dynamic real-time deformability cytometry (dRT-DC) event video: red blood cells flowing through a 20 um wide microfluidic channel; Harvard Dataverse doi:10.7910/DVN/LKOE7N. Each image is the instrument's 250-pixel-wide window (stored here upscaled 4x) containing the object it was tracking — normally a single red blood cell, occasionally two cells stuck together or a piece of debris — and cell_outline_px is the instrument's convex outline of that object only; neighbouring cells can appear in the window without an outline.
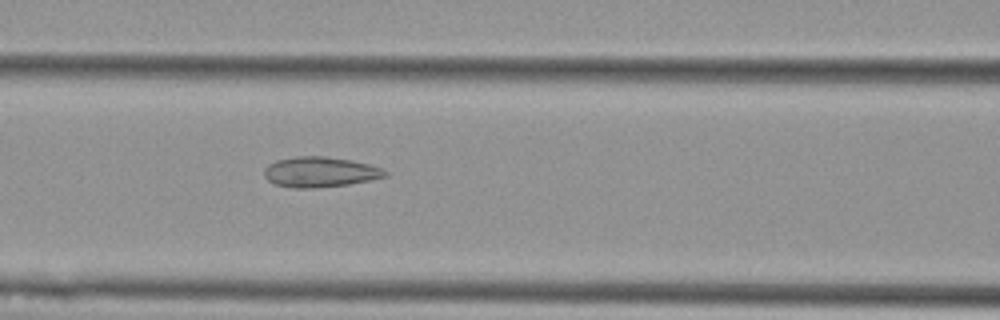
{"species": "Egyptian fruit bat (a non-hibernating species)", "species_latin": "Rousettus aegyptiacus", "temperature_condition": "cold", "stored_images_in_passage": 32, "camera_frame_rate_fps": 3000, "um_per_image_px": 0.085, "animal": {"sex": "female"}, "frame": {"image": 1, "passage_image": 10, "time_ms": 3.0, "image_size_px": [1000, 320], "cell_outline_px": [[388, 176], [348, 184], [312, 188], [292, 188], [276, 184], [268, 180], [264, 176], [264, 168], [268, 164], [276, 160], [296, 156], [324, 156], [352, 160], [384, 168], [388, 172]], "centroid_in_image_um": [27.2, 14.61], "position_along_channel_um": 139.4, "area_um2": 21.39}}
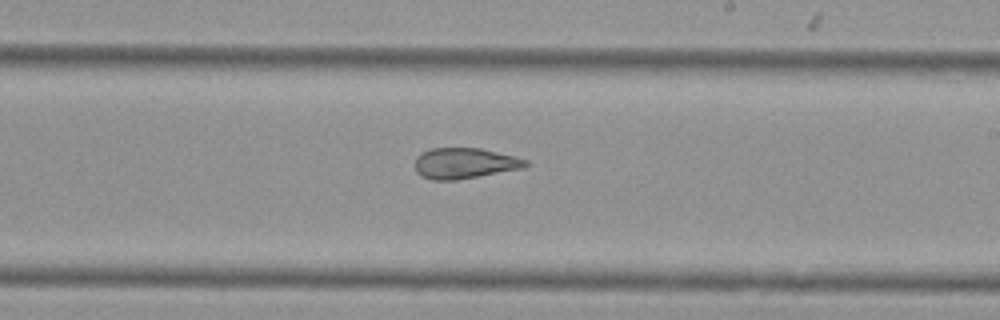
{"frame": {"image": 2, "passage_image": 19, "time_ms": 6.0, "image_size_px": [1000, 320], "cell_outline_px": [[528, 164], [524, 168], [456, 180], [432, 180], [420, 176], [416, 172], [416, 156], [420, 152], [432, 148], [480, 148], [516, 156], [528, 160]], "centroid_in_image_um": [39.48, 13.87], "position_along_channel_um": 249.5, "area_um2": 19.94}}
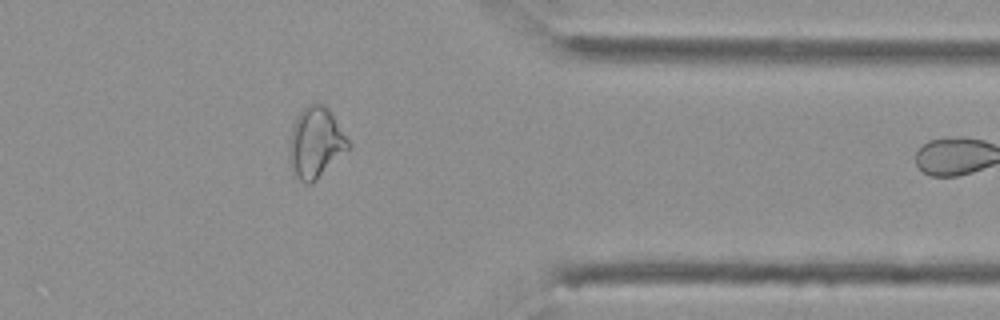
{"frame": {"image": 3, "passage_image": 31, "time_ms": 10.0, "image_size_px": [1000, 320], "cell_outline_px": [[352, 144], [312, 184], [304, 184], [292, 172], [288, 156], [288, 152], [292, 124], [300, 112], [308, 104], [316, 100], [320, 100], [328, 108]], "centroid_in_image_um": [26.8, 12.1], "position_along_channel_um": 384.6, "area_um2": 24.51}}